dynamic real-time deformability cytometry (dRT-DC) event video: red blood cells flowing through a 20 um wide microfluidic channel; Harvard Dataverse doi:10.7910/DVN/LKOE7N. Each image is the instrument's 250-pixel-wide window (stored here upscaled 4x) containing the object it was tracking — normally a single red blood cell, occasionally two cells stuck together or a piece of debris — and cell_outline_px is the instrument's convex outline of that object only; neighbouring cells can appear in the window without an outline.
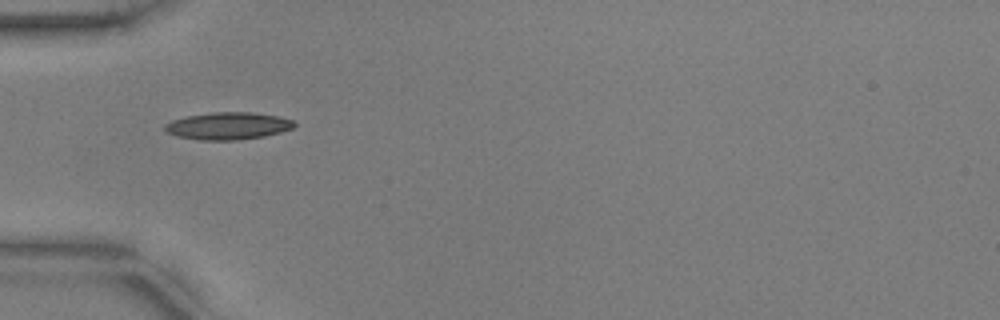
{"species": "common noctule bat (a hibernating species)", "species_latin": "Nyctalus noctula", "temperature_condition": "warm", "stored_images_in_passage": 22, "camera_frame_rate_fps": 3000, "um_per_image_px": 0.085, "animal": {"sex": "male", "body_mass_g": 17.9, "forearm_length_mm": 54.2}, "frame": {"image": 1, "passage_image": 1, "time_ms": 0.0, "image_size_px": [1000, 320], "cell_outline_px": [[296, 124], [292, 128], [280, 132], [264, 136], [236, 140], [200, 140], [176, 136], [168, 132], [164, 128], [164, 124], [172, 120], [188, 116], [212, 112], [252, 112], [276, 116], [292, 120]], "centroid_in_image_um": [19.36, 10.7], "position_along_channel_um": 65.6, "area_um2": 20.4}}